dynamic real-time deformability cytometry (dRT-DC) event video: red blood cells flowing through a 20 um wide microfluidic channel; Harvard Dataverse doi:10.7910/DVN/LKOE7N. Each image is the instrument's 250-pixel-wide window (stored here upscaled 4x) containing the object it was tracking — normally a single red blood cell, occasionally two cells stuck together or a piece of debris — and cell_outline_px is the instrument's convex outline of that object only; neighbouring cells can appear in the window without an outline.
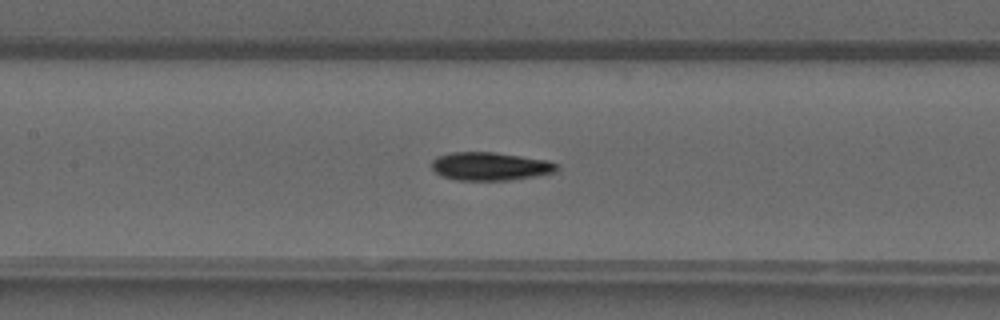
{"species": "common noctule bat (a hibernating species)", "species_latin": "Nyctalus noctula", "temperature_condition": "warm", "stored_images_in_passage": 34, "camera_frame_rate_fps": 3000, "um_per_image_px": 0.085, "animal": {"sex": "male", "forearm_length_mm": 52.5}, "frame": {"image": 1, "passage_image": 11, "time_ms": 3.333, "image_size_px": [1000, 320], "cell_outline_px": [[560, 168], [556, 172], [536, 176], [512, 180], [456, 180], [444, 176], [436, 172], [432, 168], [432, 160], [436, 156], [452, 152], [496, 152], [548, 160], [560, 164]], "centroid_in_image_um": [41.72, 14.13], "position_along_channel_um": 165.7, "area_um2": 20.81}}
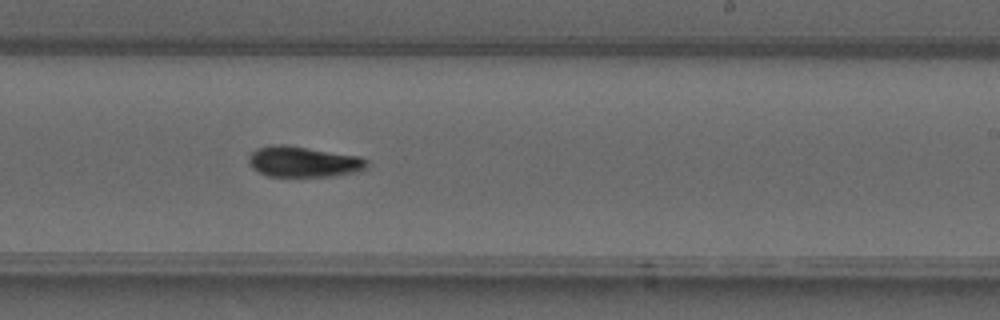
{"frame": {"image": 2, "passage_image": 18, "time_ms": 5.667, "image_size_px": [1000, 320], "cell_outline_px": [[368, 168], [352, 172], [332, 176], [268, 176], [252, 168], [248, 164], [248, 156], [256, 148], [272, 144], [284, 144], [360, 156], [368, 160]], "centroid_in_image_um": [25.76, 13.73], "position_along_channel_um": 263.2, "area_um2": 21.21}}
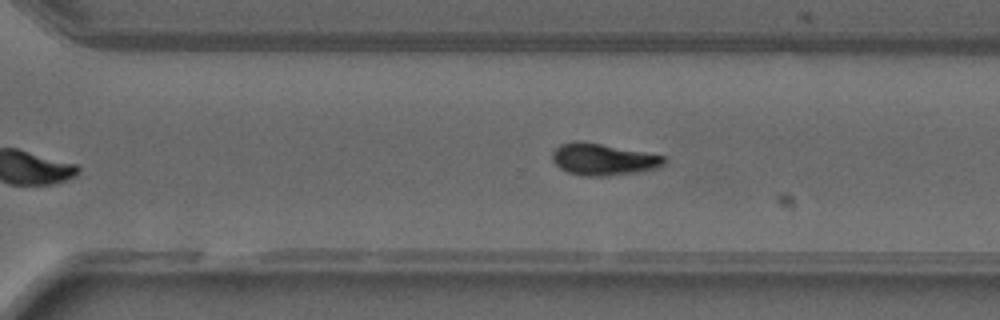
{"frame": {"image": 3, "passage_image": 22, "time_ms": 7.0, "image_size_px": [1000, 320], "cell_outline_px": [[668, 160], [664, 164], [656, 168], [636, 172], [604, 176], [584, 176], [568, 172], [560, 168], [552, 160], [552, 152], [560, 144], [572, 140], [580, 140], [644, 152], [664, 156]], "centroid_in_image_um": [51.23, 13.53], "position_along_channel_um": 319.4, "area_um2": 20.63}, "authors_computed_cell_mechanics": {"area_um2": 20.4612, "velocity_mm_per_s": 4.2072, "shape_relaxation_time_tau1_ms": 6.5245, "shape_relaxation_time_tau2_ms": 8.0096, "deformation_change_tau1": 0.2078, "deformation_change_tau2": 0.1132}}